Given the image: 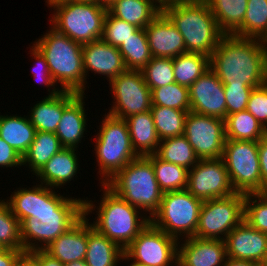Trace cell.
<instances>
[{"label":"cell","instance_id":"obj_55","mask_svg":"<svg viewBox=\"0 0 267 266\" xmlns=\"http://www.w3.org/2000/svg\"><path fill=\"white\" fill-rule=\"evenodd\" d=\"M114 1L116 0H97V3L105 6V7H108L110 6Z\"/></svg>","mask_w":267,"mask_h":266},{"label":"cell","instance_id":"obj_39","mask_svg":"<svg viewBox=\"0 0 267 266\" xmlns=\"http://www.w3.org/2000/svg\"><path fill=\"white\" fill-rule=\"evenodd\" d=\"M0 247L24 250L19 220L11 212L7 201L0 199Z\"/></svg>","mask_w":267,"mask_h":266},{"label":"cell","instance_id":"obj_32","mask_svg":"<svg viewBox=\"0 0 267 266\" xmlns=\"http://www.w3.org/2000/svg\"><path fill=\"white\" fill-rule=\"evenodd\" d=\"M226 139L259 142L265 137L264 127L247 110L227 115L225 119Z\"/></svg>","mask_w":267,"mask_h":266},{"label":"cell","instance_id":"obj_43","mask_svg":"<svg viewBox=\"0 0 267 266\" xmlns=\"http://www.w3.org/2000/svg\"><path fill=\"white\" fill-rule=\"evenodd\" d=\"M254 88L241 85H224L227 115L246 110L248 100Z\"/></svg>","mask_w":267,"mask_h":266},{"label":"cell","instance_id":"obj_17","mask_svg":"<svg viewBox=\"0 0 267 266\" xmlns=\"http://www.w3.org/2000/svg\"><path fill=\"white\" fill-rule=\"evenodd\" d=\"M190 111L226 119V96L224 85L209 69L190 87Z\"/></svg>","mask_w":267,"mask_h":266},{"label":"cell","instance_id":"obj_6","mask_svg":"<svg viewBox=\"0 0 267 266\" xmlns=\"http://www.w3.org/2000/svg\"><path fill=\"white\" fill-rule=\"evenodd\" d=\"M103 186V198L96 208L92 227L100 234L117 243L123 250L150 224L147 214L141 215L138 208L117 196L105 184ZM140 215V216H139Z\"/></svg>","mask_w":267,"mask_h":266},{"label":"cell","instance_id":"obj_10","mask_svg":"<svg viewBox=\"0 0 267 266\" xmlns=\"http://www.w3.org/2000/svg\"><path fill=\"white\" fill-rule=\"evenodd\" d=\"M259 142L226 139L223 160L235 192H262Z\"/></svg>","mask_w":267,"mask_h":266},{"label":"cell","instance_id":"obj_60","mask_svg":"<svg viewBox=\"0 0 267 266\" xmlns=\"http://www.w3.org/2000/svg\"><path fill=\"white\" fill-rule=\"evenodd\" d=\"M127 266H139V265H136L134 263H130V265H127Z\"/></svg>","mask_w":267,"mask_h":266},{"label":"cell","instance_id":"obj_14","mask_svg":"<svg viewBox=\"0 0 267 266\" xmlns=\"http://www.w3.org/2000/svg\"><path fill=\"white\" fill-rule=\"evenodd\" d=\"M183 135L200 160L223 156L226 140L225 120L189 111Z\"/></svg>","mask_w":267,"mask_h":266},{"label":"cell","instance_id":"obj_22","mask_svg":"<svg viewBox=\"0 0 267 266\" xmlns=\"http://www.w3.org/2000/svg\"><path fill=\"white\" fill-rule=\"evenodd\" d=\"M79 93L62 90L54 96H47L37 101L30 110L29 120L36 131L55 133L61 120L63 110Z\"/></svg>","mask_w":267,"mask_h":266},{"label":"cell","instance_id":"obj_20","mask_svg":"<svg viewBox=\"0 0 267 266\" xmlns=\"http://www.w3.org/2000/svg\"><path fill=\"white\" fill-rule=\"evenodd\" d=\"M227 257L262 263L267 251V234L242 221L226 237Z\"/></svg>","mask_w":267,"mask_h":266},{"label":"cell","instance_id":"obj_40","mask_svg":"<svg viewBox=\"0 0 267 266\" xmlns=\"http://www.w3.org/2000/svg\"><path fill=\"white\" fill-rule=\"evenodd\" d=\"M141 72L145 83L150 89L159 88L175 82L173 58L152 57Z\"/></svg>","mask_w":267,"mask_h":266},{"label":"cell","instance_id":"obj_51","mask_svg":"<svg viewBox=\"0 0 267 266\" xmlns=\"http://www.w3.org/2000/svg\"><path fill=\"white\" fill-rule=\"evenodd\" d=\"M224 266H262L261 263L227 257Z\"/></svg>","mask_w":267,"mask_h":266},{"label":"cell","instance_id":"obj_57","mask_svg":"<svg viewBox=\"0 0 267 266\" xmlns=\"http://www.w3.org/2000/svg\"><path fill=\"white\" fill-rule=\"evenodd\" d=\"M75 2H97V0H72Z\"/></svg>","mask_w":267,"mask_h":266},{"label":"cell","instance_id":"obj_23","mask_svg":"<svg viewBox=\"0 0 267 266\" xmlns=\"http://www.w3.org/2000/svg\"><path fill=\"white\" fill-rule=\"evenodd\" d=\"M75 151V148H63L53 155L36 174L40 183L57 189L73 180L80 166Z\"/></svg>","mask_w":267,"mask_h":266},{"label":"cell","instance_id":"obj_28","mask_svg":"<svg viewBox=\"0 0 267 266\" xmlns=\"http://www.w3.org/2000/svg\"><path fill=\"white\" fill-rule=\"evenodd\" d=\"M36 129L29 117L0 115V137L23 157L32 144Z\"/></svg>","mask_w":267,"mask_h":266},{"label":"cell","instance_id":"obj_52","mask_svg":"<svg viewBox=\"0 0 267 266\" xmlns=\"http://www.w3.org/2000/svg\"><path fill=\"white\" fill-rule=\"evenodd\" d=\"M154 1L161 9L169 4H174L175 2L182 1H191V0H152Z\"/></svg>","mask_w":267,"mask_h":266},{"label":"cell","instance_id":"obj_12","mask_svg":"<svg viewBox=\"0 0 267 266\" xmlns=\"http://www.w3.org/2000/svg\"><path fill=\"white\" fill-rule=\"evenodd\" d=\"M121 260L139 266H177L178 240L150 223L125 248Z\"/></svg>","mask_w":267,"mask_h":266},{"label":"cell","instance_id":"obj_38","mask_svg":"<svg viewBox=\"0 0 267 266\" xmlns=\"http://www.w3.org/2000/svg\"><path fill=\"white\" fill-rule=\"evenodd\" d=\"M152 106H163L190 111L189 88L174 82L172 84L151 89Z\"/></svg>","mask_w":267,"mask_h":266},{"label":"cell","instance_id":"obj_7","mask_svg":"<svg viewBox=\"0 0 267 266\" xmlns=\"http://www.w3.org/2000/svg\"><path fill=\"white\" fill-rule=\"evenodd\" d=\"M96 135L95 155L101 183L105 184L138 155L133 150L125 119L104 114ZM103 177V178H102Z\"/></svg>","mask_w":267,"mask_h":266},{"label":"cell","instance_id":"obj_33","mask_svg":"<svg viewBox=\"0 0 267 266\" xmlns=\"http://www.w3.org/2000/svg\"><path fill=\"white\" fill-rule=\"evenodd\" d=\"M173 69L175 82L189 88L210 69V57L199 53L185 52L173 58Z\"/></svg>","mask_w":267,"mask_h":266},{"label":"cell","instance_id":"obj_49","mask_svg":"<svg viewBox=\"0 0 267 266\" xmlns=\"http://www.w3.org/2000/svg\"><path fill=\"white\" fill-rule=\"evenodd\" d=\"M39 263V266H65L60 260L50 256L44 250H34L30 252Z\"/></svg>","mask_w":267,"mask_h":266},{"label":"cell","instance_id":"obj_11","mask_svg":"<svg viewBox=\"0 0 267 266\" xmlns=\"http://www.w3.org/2000/svg\"><path fill=\"white\" fill-rule=\"evenodd\" d=\"M244 201L245 194L239 192L203 201L194 237L225 240L244 220Z\"/></svg>","mask_w":267,"mask_h":266},{"label":"cell","instance_id":"obj_21","mask_svg":"<svg viewBox=\"0 0 267 266\" xmlns=\"http://www.w3.org/2000/svg\"><path fill=\"white\" fill-rule=\"evenodd\" d=\"M183 241H178L181 266H224L227 258L225 240L189 237Z\"/></svg>","mask_w":267,"mask_h":266},{"label":"cell","instance_id":"obj_34","mask_svg":"<svg viewBox=\"0 0 267 266\" xmlns=\"http://www.w3.org/2000/svg\"><path fill=\"white\" fill-rule=\"evenodd\" d=\"M232 35L267 41V0H248L243 23Z\"/></svg>","mask_w":267,"mask_h":266},{"label":"cell","instance_id":"obj_59","mask_svg":"<svg viewBox=\"0 0 267 266\" xmlns=\"http://www.w3.org/2000/svg\"><path fill=\"white\" fill-rule=\"evenodd\" d=\"M264 134H265V137H267V124L264 126Z\"/></svg>","mask_w":267,"mask_h":266},{"label":"cell","instance_id":"obj_44","mask_svg":"<svg viewBox=\"0 0 267 266\" xmlns=\"http://www.w3.org/2000/svg\"><path fill=\"white\" fill-rule=\"evenodd\" d=\"M32 48L31 51V56L35 59L36 65L33 67L32 72H33V77L36 79V81H42L41 83L44 84L48 88V96H54L57 93L61 92L62 90L59 88H55V81L53 80L50 70L47 64V61L45 60V57L42 55V53L34 46H31ZM53 87L51 90L50 87ZM51 90V91H50Z\"/></svg>","mask_w":267,"mask_h":266},{"label":"cell","instance_id":"obj_16","mask_svg":"<svg viewBox=\"0 0 267 266\" xmlns=\"http://www.w3.org/2000/svg\"><path fill=\"white\" fill-rule=\"evenodd\" d=\"M84 198V215L64 234L60 235L45 249L50 256L60 260L63 264L84 260L88 242V214L96 211L92 200Z\"/></svg>","mask_w":267,"mask_h":266},{"label":"cell","instance_id":"obj_8","mask_svg":"<svg viewBox=\"0 0 267 266\" xmlns=\"http://www.w3.org/2000/svg\"><path fill=\"white\" fill-rule=\"evenodd\" d=\"M51 27L85 44L102 38L107 7L97 2L67 1L53 6Z\"/></svg>","mask_w":267,"mask_h":266},{"label":"cell","instance_id":"obj_25","mask_svg":"<svg viewBox=\"0 0 267 266\" xmlns=\"http://www.w3.org/2000/svg\"><path fill=\"white\" fill-rule=\"evenodd\" d=\"M125 121L136 154L138 156L155 154L161 140L157 134L151 111L131 115Z\"/></svg>","mask_w":267,"mask_h":266},{"label":"cell","instance_id":"obj_36","mask_svg":"<svg viewBox=\"0 0 267 266\" xmlns=\"http://www.w3.org/2000/svg\"><path fill=\"white\" fill-rule=\"evenodd\" d=\"M152 163L155 178L160 190L165 192L184 190L187 188L188 171L186 168L165 162L155 154L146 156Z\"/></svg>","mask_w":267,"mask_h":266},{"label":"cell","instance_id":"obj_31","mask_svg":"<svg viewBox=\"0 0 267 266\" xmlns=\"http://www.w3.org/2000/svg\"><path fill=\"white\" fill-rule=\"evenodd\" d=\"M155 155L161 160L190 170L200 160L184 135L160 141Z\"/></svg>","mask_w":267,"mask_h":266},{"label":"cell","instance_id":"obj_1","mask_svg":"<svg viewBox=\"0 0 267 266\" xmlns=\"http://www.w3.org/2000/svg\"><path fill=\"white\" fill-rule=\"evenodd\" d=\"M52 189L43 184L18 188L7 200L20 222L24 251L45 249L84 215L83 199L63 197Z\"/></svg>","mask_w":267,"mask_h":266},{"label":"cell","instance_id":"obj_37","mask_svg":"<svg viewBox=\"0 0 267 266\" xmlns=\"http://www.w3.org/2000/svg\"><path fill=\"white\" fill-rule=\"evenodd\" d=\"M150 111L160 140L184 134L186 116L189 111L163 106H151Z\"/></svg>","mask_w":267,"mask_h":266},{"label":"cell","instance_id":"obj_47","mask_svg":"<svg viewBox=\"0 0 267 266\" xmlns=\"http://www.w3.org/2000/svg\"><path fill=\"white\" fill-rule=\"evenodd\" d=\"M258 154L262 177V192H267V137L259 141Z\"/></svg>","mask_w":267,"mask_h":266},{"label":"cell","instance_id":"obj_24","mask_svg":"<svg viewBox=\"0 0 267 266\" xmlns=\"http://www.w3.org/2000/svg\"><path fill=\"white\" fill-rule=\"evenodd\" d=\"M85 94H79L64 110L55 135L64 148H75L86 131Z\"/></svg>","mask_w":267,"mask_h":266},{"label":"cell","instance_id":"obj_26","mask_svg":"<svg viewBox=\"0 0 267 266\" xmlns=\"http://www.w3.org/2000/svg\"><path fill=\"white\" fill-rule=\"evenodd\" d=\"M124 250L114 241L97 232L88 222V242L84 261L88 266H117Z\"/></svg>","mask_w":267,"mask_h":266},{"label":"cell","instance_id":"obj_19","mask_svg":"<svg viewBox=\"0 0 267 266\" xmlns=\"http://www.w3.org/2000/svg\"><path fill=\"white\" fill-rule=\"evenodd\" d=\"M145 31L152 57L174 58L186 52L183 36L163 12L145 27Z\"/></svg>","mask_w":267,"mask_h":266},{"label":"cell","instance_id":"obj_29","mask_svg":"<svg viewBox=\"0 0 267 266\" xmlns=\"http://www.w3.org/2000/svg\"><path fill=\"white\" fill-rule=\"evenodd\" d=\"M63 148L55 133L36 131L32 144L22 157V165L29 166L33 175H36Z\"/></svg>","mask_w":267,"mask_h":266},{"label":"cell","instance_id":"obj_3","mask_svg":"<svg viewBox=\"0 0 267 266\" xmlns=\"http://www.w3.org/2000/svg\"><path fill=\"white\" fill-rule=\"evenodd\" d=\"M184 38L186 52L211 57L225 35L205 0L175 2L162 8Z\"/></svg>","mask_w":267,"mask_h":266},{"label":"cell","instance_id":"obj_9","mask_svg":"<svg viewBox=\"0 0 267 266\" xmlns=\"http://www.w3.org/2000/svg\"><path fill=\"white\" fill-rule=\"evenodd\" d=\"M202 204L203 200L187 189L165 192L150 223L178 241L181 235V238L194 237Z\"/></svg>","mask_w":267,"mask_h":266},{"label":"cell","instance_id":"obj_5","mask_svg":"<svg viewBox=\"0 0 267 266\" xmlns=\"http://www.w3.org/2000/svg\"><path fill=\"white\" fill-rule=\"evenodd\" d=\"M105 185L130 205L149 214V219L157 212L162 200L151 161L146 156H138L119 170Z\"/></svg>","mask_w":267,"mask_h":266},{"label":"cell","instance_id":"obj_4","mask_svg":"<svg viewBox=\"0 0 267 266\" xmlns=\"http://www.w3.org/2000/svg\"><path fill=\"white\" fill-rule=\"evenodd\" d=\"M51 29V30H50ZM33 45L47 61L50 74L60 89L85 94V71L83 67V44L50 27Z\"/></svg>","mask_w":267,"mask_h":266},{"label":"cell","instance_id":"obj_18","mask_svg":"<svg viewBox=\"0 0 267 266\" xmlns=\"http://www.w3.org/2000/svg\"><path fill=\"white\" fill-rule=\"evenodd\" d=\"M82 56L85 71V87L89 71L106 76L110 82L127 70L119 49L104 42L102 39L83 44Z\"/></svg>","mask_w":267,"mask_h":266},{"label":"cell","instance_id":"obj_42","mask_svg":"<svg viewBox=\"0 0 267 266\" xmlns=\"http://www.w3.org/2000/svg\"><path fill=\"white\" fill-rule=\"evenodd\" d=\"M139 28L124 20H120L107 12L104 21L102 40L119 48L122 43L134 34Z\"/></svg>","mask_w":267,"mask_h":266},{"label":"cell","instance_id":"obj_27","mask_svg":"<svg viewBox=\"0 0 267 266\" xmlns=\"http://www.w3.org/2000/svg\"><path fill=\"white\" fill-rule=\"evenodd\" d=\"M108 12L138 28H145L162 9L152 0H116L107 7Z\"/></svg>","mask_w":267,"mask_h":266},{"label":"cell","instance_id":"obj_46","mask_svg":"<svg viewBox=\"0 0 267 266\" xmlns=\"http://www.w3.org/2000/svg\"><path fill=\"white\" fill-rule=\"evenodd\" d=\"M22 166V156L0 137V167Z\"/></svg>","mask_w":267,"mask_h":266},{"label":"cell","instance_id":"obj_50","mask_svg":"<svg viewBox=\"0 0 267 266\" xmlns=\"http://www.w3.org/2000/svg\"><path fill=\"white\" fill-rule=\"evenodd\" d=\"M16 266H39L38 260L28 251H24L18 258Z\"/></svg>","mask_w":267,"mask_h":266},{"label":"cell","instance_id":"obj_45","mask_svg":"<svg viewBox=\"0 0 267 266\" xmlns=\"http://www.w3.org/2000/svg\"><path fill=\"white\" fill-rule=\"evenodd\" d=\"M246 110L250 112L263 127L267 124V84L252 90Z\"/></svg>","mask_w":267,"mask_h":266},{"label":"cell","instance_id":"obj_30","mask_svg":"<svg viewBox=\"0 0 267 266\" xmlns=\"http://www.w3.org/2000/svg\"><path fill=\"white\" fill-rule=\"evenodd\" d=\"M220 30L232 35L243 23L248 0H205Z\"/></svg>","mask_w":267,"mask_h":266},{"label":"cell","instance_id":"obj_48","mask_svg":"<svg viewBox=\"0 0 267 266\" xmlns=\"http://www.w3.org/2000/svg\"><path fill=\"white\" fill-rule=\"evenodd\" d=\"M24 250L0 247V266H16L19 256Z\"/></svg>","mask_w":267,"mask_h":266},{"label":"cell","instance_id":"obj_41","mask_svg":"<svg viewBox=\"0 0 267 266\" xmlns=\"http://www.w3.org/2000/svg\"><path fill=\"white\" fill-rule=\"evenodd\" d=\"M244 221L267 234V192L245 194Z\"/></svg>","mask_w":267,"mask_h":266},{"label":"cell","instance_id":"obj_53","mask_svg":"<svg viewBox=\"0 0 267 266\" xmlns=\"http://www.w3.org/2000/svg\"><path fill=\"white\" fill-rule=\"evenodd\" d=\"M67 1H72V0H46L45 3L47 2L46 5H48V7L50 6V8H51L57 4L67 2Z\"/></svg>","mask_w":267,"mask_h":266},{"label":"cell","instance_id":"obj_15","mask_svg":"<svg viewBox=\"0 0 267 266\" xmlns=\"http://www.w3.org/2000/svg\"><path fill=\"white\" fill-rule=\"evenodd\" d=\"M203 201L223 198L235 192L223 158L203 159L188 171L186 188Z\"/></svg>","mask_w":267,"mask_h":266},{"label":"cell","instance_id":"obj_54","mask_svg":"<svg viewBox=\"0 0 267 266\" xmlns=\"http://www.w3.org/2000/svg\"><path fill=\"white\" fill-rule=\"evenodd\" d=\"M65 266H88V265L84 260H78L65 264Z\"/></svg>","mask_w":267,"mask_h":266},{"label":"cell","instance_id":"obj_58","mask_svg":"<svg viewBox=\"0 0 267 266\" xmlns=\"http://www.w3.org/2000/svg\"><path fill=\"white\" fill-rule=\"evenodd\" d=\"M261 264H262V266H267V251H266L265 258Z\"/></svg>","mask_w":267,"mask_h":266},{"label":"cell","instance_id":"obj_56","mask_svg":"<svg viewBox=\"0 0 267 266\" xmlns=\"http://www.w3.org/2000/svg\"><path fill=\"white\" fill-rule=\"evenodd\" d=\"M265 78L267 84V41H265Z\"/></svg>","mask_w":267,"mask_h":266},{"label":"cell","instance_id":"obj_35","mask_svg":"<svg viewBox=\"0 0 267 266\" xmlns=\"http://www.w3.org/2000/svg\"><path fill=\"white\" fill-rule=\"evenodd\" d=\"M118 49L127 70L141 71L152 58L145 28H139Z\"/></svg>","mask_w":267,"mask_h":266},{"label":"cell","instance_id":"obj_13","mask_svg":"<svg viewBox=\"0 0 267 266\" xmlns=\"http://www.w3.org/2000/svg\"><path fill=\"white\" fill-rule=\"evenodd\" d=\"M109 85L114 96L109 114L126 119L151 109V89L145 83L141 71L126 70L112 79Z\"/></svg>","mask_w":267,"mask_h":266},{"label":"cell","instance_id":"obj_2","mask_svg":"<svg viewBox=\"0 0 267 266\" xmlns=\"http://www.w3.org/2000/svg\"><path fill=\"white\" fill-rule=\"evenodd\" d=\"M210 69L223 85L266 84L265 41L224 35L210 57Z\"/></svg>","mask_w":267,"mask_h":266}]
</instances>
